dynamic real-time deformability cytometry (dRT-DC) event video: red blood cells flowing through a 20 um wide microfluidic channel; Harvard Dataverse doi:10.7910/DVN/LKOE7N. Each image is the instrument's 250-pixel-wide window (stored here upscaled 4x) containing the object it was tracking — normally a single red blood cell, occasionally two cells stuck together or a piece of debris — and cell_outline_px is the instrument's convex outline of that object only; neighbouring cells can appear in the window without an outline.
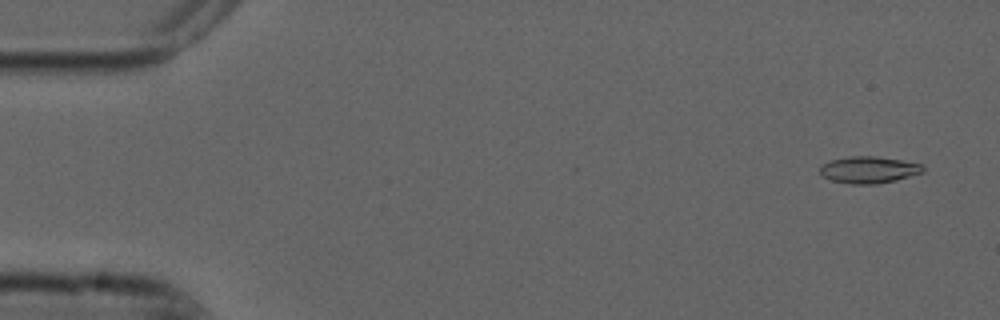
{"species": "common noctule bat (a hibernating species)", "species_latin": "Nyctalus noctula", "temperature_condition": "cold", "stored_images_in_passage": 55, "camera_frame_rate_fps": 3000, "um_per_image_px": 0.085, "animal": {"sex": "male", "forearm_length_mm": 52.5}, "frame": {"image": 1, "passage_image": 3, "time_ms": 0.667, "image_size_px": [1000, 320], "cell_outline_px": [[924, 172], [896, 180], [876, 184], [852, 184], [832, 180], [824, 176], [820, 172], [820, 168], [824, 164], [832, 160], [852, 156], [876, 156], [900, 160], [920, 164], [924, 168]], "centroid_in_image_um": [73.87, 14.43], "position_along_channel_um": 11.1, "area_um2": 15.78}}
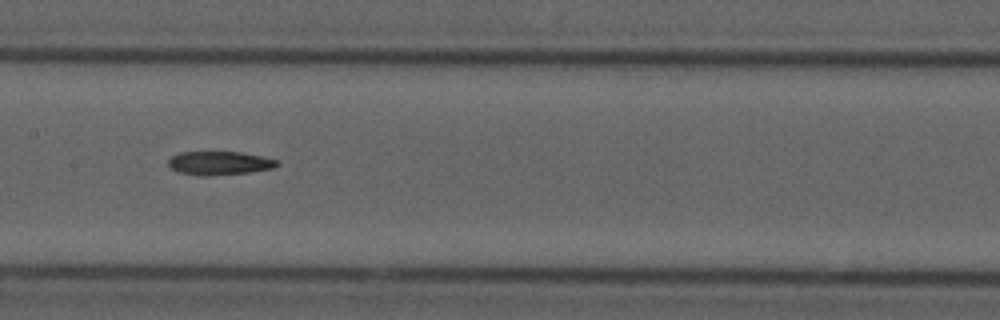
{"frame": {"image": 2, "passage_image": 27, "time_ms": 8.667, "image_size_px": [1000, 320], "cell_outline_px": [[280, 164], [272, 168], [252, 172], [208, 176], [200, 176], [180, 172], [168, 168], [168, 160], [172, 156], [180, 152], [240, 152], [280, 160]], "centroid_in_image_um": [18.65, 13.87], "position_along_channel_um": 188.8, "area_um2": 15.09}}
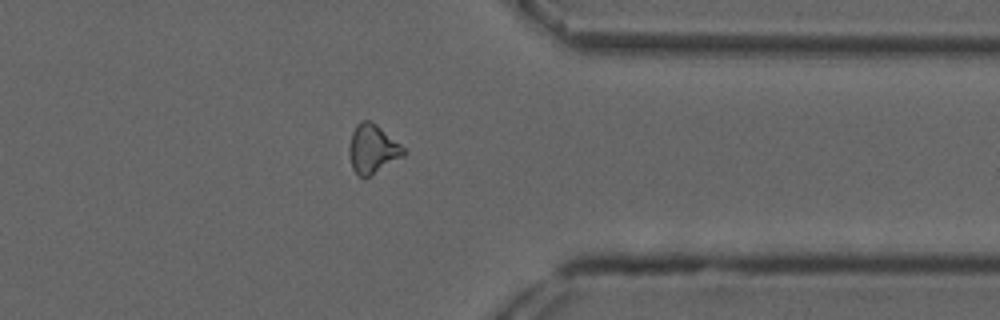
{"frame": {"image": 3, "passage_image": 43, "time_ms": 14.0, "image_size_px": [1000, 320], "cell_outline_px": [[408, 152], [404, 156], [364, 180], [352, 168], [348, 152], [348, 148], [352, 132], [356, 124], [360, 120], [368, 120], [376, 124], [400, 144]], "centroid_in_image_um": [31.66, 12.68], "position_along_channel_um": 379.7, "area_um2": 15.66}}